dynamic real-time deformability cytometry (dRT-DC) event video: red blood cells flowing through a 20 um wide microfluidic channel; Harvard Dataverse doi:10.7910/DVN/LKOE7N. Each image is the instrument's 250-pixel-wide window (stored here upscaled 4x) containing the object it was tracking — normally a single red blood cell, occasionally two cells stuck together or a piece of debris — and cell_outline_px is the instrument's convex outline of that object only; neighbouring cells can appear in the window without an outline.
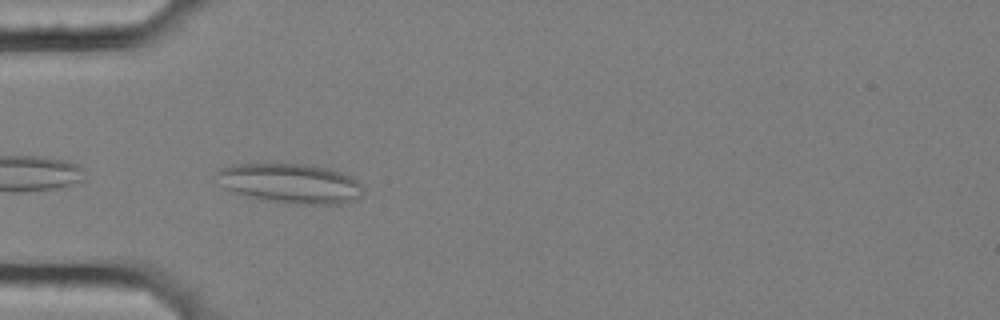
{"species": "common noctule bat (a hibernating species)", "species_latin": "Nyctalus noctula", "temperature_condition": "cold", "stored_images_in_passage": 9, "camera_frame_rate_fps": 3000, "um_per_image_px": 0.085, "animal": {"sex": "female", "body_mass_g": 25.1}, "frame": {"image": 1, "passage_image": 2, "time_ms": 0.333, "image_size_px": [1000, 320], "cell_outline_px": [[364, 192], [356, 200], [340, 204], [300, 204], [260, 200], [224, 188], [212, 176], [220, 168], [232, 164], [304, 164], [328, 168], [352, 176], [364, 188]], "centroid_in_image_um": [24.66, 15.59], "position_along_channel_um": 60.3, "area_um2": 34.22}}